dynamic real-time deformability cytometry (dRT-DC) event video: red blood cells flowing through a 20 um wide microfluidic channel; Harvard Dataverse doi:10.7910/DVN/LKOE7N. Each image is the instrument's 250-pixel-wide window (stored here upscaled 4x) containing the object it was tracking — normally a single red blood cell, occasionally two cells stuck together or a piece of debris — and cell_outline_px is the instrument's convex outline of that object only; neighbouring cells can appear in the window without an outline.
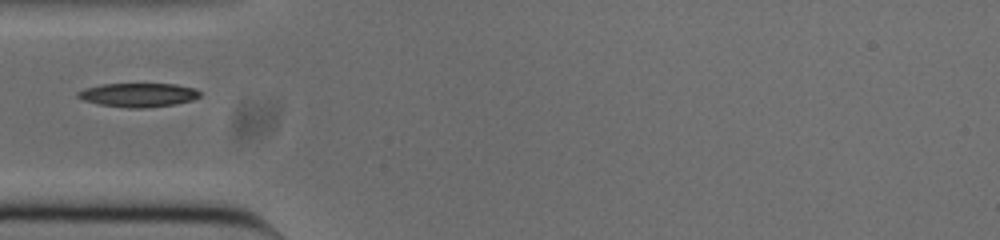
{"species": "common noctule bat (a hibernating species)", "species_latin": "Nyctalus noctula", "temperature_condition": "cold", "stored_images_in_passage": 38, "camera_frame_rate_fps": 3000, "um_per_image_px": 0.085, "animal": {"sex": "male", "body_mass_g": 20.0, "forearm_length_mm": 53.3}, "frame": {"image": 1, "passage_image": 1, "time_ms": 0.0, "image_size_px": [1000, 240], "cell_outline_px": [[200, 96], [192, 100], [176, 104], [144, 108], [128, 108], [100, 104], [84, 100], [76, 96], [76, 92], [84, 88], [100, 84], [176, 84], [196, 88], [200, 92]], "centroid_in_image_um": [11.76, 8.06], "position_along_channel_um": 73.2, "area_um2": 17.05}}
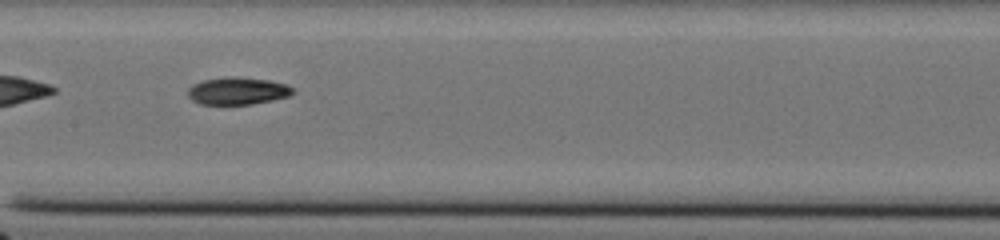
{"frame": {"image": 2, "passage_image": 10, "time_ms": 3.0, "image_size_px": [1000, 240], "cell_outline_px": [[296, 92], [288, 96], [272, 100], [252, 104], [200, 104], [192, 100], [188, 96], [188, 88], [192, 84], [204, 80], [228, 76], [236, 76], [268, 80], [284, 84], [292, 88]], "centroid_in_image_um": [20.17, 7.72], "position_along_channel_um": 187.2, "area_um2": 16.7}}
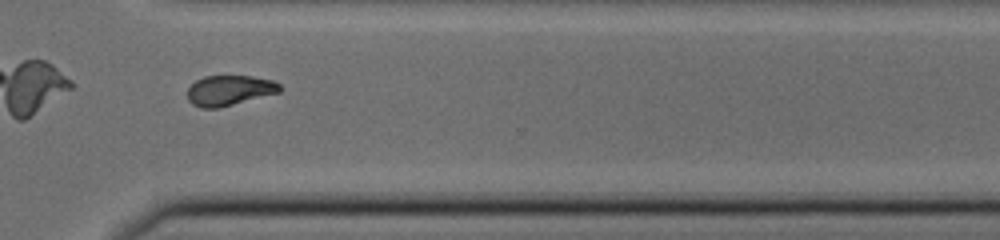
{"frame": {"image": 3, "passage_image": 23, "time_ms": 7.333, "image_size_px": [1000, 240], "cell_outline_px": [[280, 92], [220, 108], [200, 108], [192, 104], [188, 100], [188, 88], [196, 80], [204, 76], [252, 76], [272, 80], [280, 84]], "centroid_in_image_um": [19.48, 7.69], "position_along_channel_um": 351.1, "area_um2": 16.3}}